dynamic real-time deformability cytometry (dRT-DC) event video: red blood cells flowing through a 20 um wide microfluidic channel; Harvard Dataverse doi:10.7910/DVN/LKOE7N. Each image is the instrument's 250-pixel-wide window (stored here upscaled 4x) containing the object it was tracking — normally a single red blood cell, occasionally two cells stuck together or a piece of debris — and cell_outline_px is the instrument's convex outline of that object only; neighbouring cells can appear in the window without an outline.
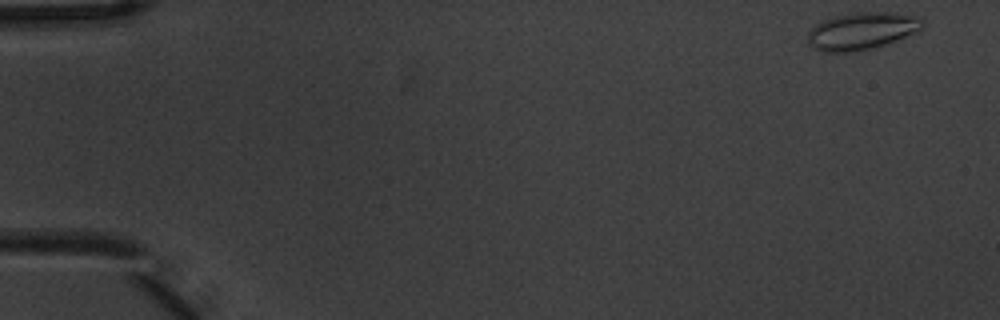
{"species": "common noctule bat (a hibernating species)", "species_latin": "Nyctalus noctula", "temperature_condition": "warm", "stored_images_in_passage": 5, "camera_frame_rate_fps": 3000, "um_per_image_px": 0.085, "animal": {"sex": "male", "body_mass_g": 20.1, "forearm_length_mm": 53.5}, "frame": {"image": 1, "passage_image": 1, "time_ms": 0.0, "image_size_px": [1000, 320], "cell_outline_px": [[924, 28], [908, 36], [860, 52], [820, 52], [808, 44], [808, 32], [816, 24], [832, 16], [860, 12], [888, 12], [920, 16], [924, 20]], "centroid_in_image_um": [73.27, 2.64], "position_along_channel_um": 11.7, "area_um2": 25.2}}
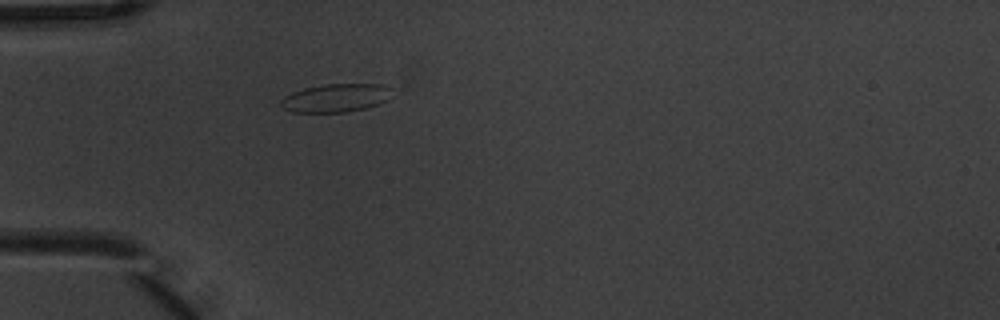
{"frame": {"image": 2, "passage_image": 5, "time_ms": 1.333, "image_size_px": [1000, 320], "cell_outline_px": [[388, 100], [380, 104], [348, 112], [292, 112], [284, 108], [280, 104], [280, 100], [284, 96], [292, 92], [304, 88], [324, 84], [380, 84], [388, 88]], "centroid_in_image_um": [28.49, 8.33], "position_along_channel_um": 56.5, "area_um2": 18.15}}